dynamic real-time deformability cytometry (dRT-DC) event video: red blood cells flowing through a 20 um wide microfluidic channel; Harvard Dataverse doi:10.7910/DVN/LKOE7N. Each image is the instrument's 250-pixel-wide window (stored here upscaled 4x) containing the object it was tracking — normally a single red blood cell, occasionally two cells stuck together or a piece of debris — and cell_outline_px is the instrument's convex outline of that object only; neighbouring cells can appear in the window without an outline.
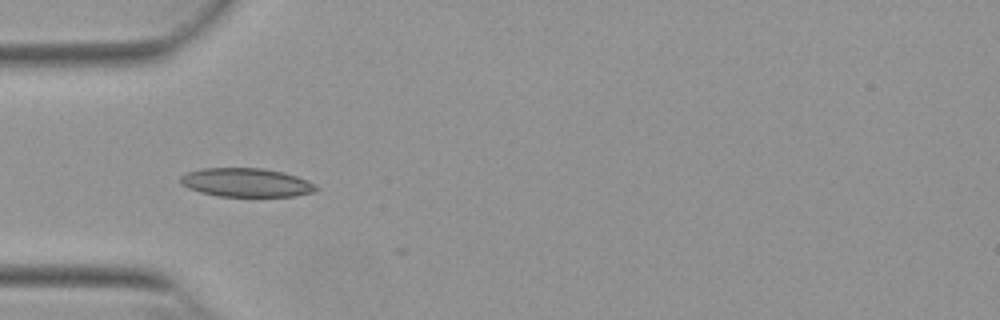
{"species": "Egyptian fruit bat (a non-hibernating species)", "species_latin": "Rousettus aegyptiacus", "temperature_condition": "warm", "stored_images_in_passage": 5, "camera_frame_rate_fps": 3000, "um_per_image_px": 0.085, "animal": {"sex": "female"}, "frame": {"image": 1, "passage_image": 4, "time_ms": 1.0, "image_size_px": [1000, 320], "cell_outline_px": [[320, 188], [312, 192], [292, 196], [216, 196], [200, 192], [188, 188], [180, 184], [180, 176], [188, 172], [200, 168], [264, 168], [284, 172], [296, 176]], "centroid_in_image_um": [20.87, 15.51], "position_along_channel_um": 64.1, "area_um2": 22.6}}